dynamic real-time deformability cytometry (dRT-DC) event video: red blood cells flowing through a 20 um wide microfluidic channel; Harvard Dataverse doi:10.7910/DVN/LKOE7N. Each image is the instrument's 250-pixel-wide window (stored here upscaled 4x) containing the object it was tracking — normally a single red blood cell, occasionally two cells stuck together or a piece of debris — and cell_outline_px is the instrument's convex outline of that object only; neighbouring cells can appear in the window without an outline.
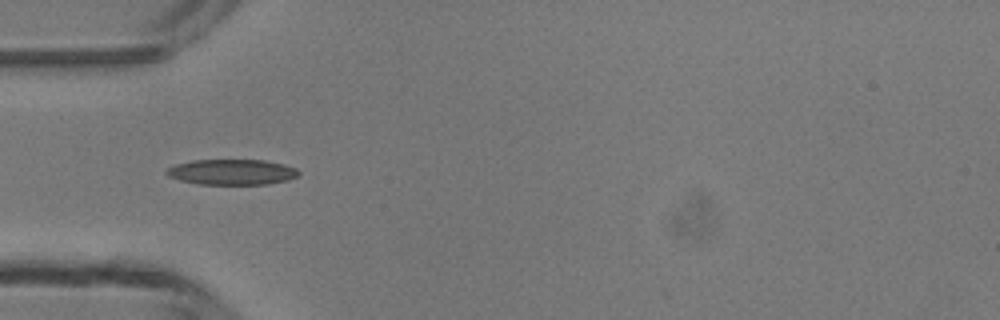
{"species": "common noctule bat (a hibernating species)", "species_latin": "Nyctalus noctula", "temperature_condition": "room temperature", "stored_images_in_passage": 5, "camera_frame_rate_fps": 3000, "um_per_image_px": 0.085, "animal": {"sex": "male", "body_mass_g": 13.3}, "frame": {"image": 1, "passage_image": 4, "time_ms": 3.333, "image_size_px": [1000, 320], "cell_outline_px": [[300, 172], [296, 176], [288, 180], [268, 184], [200, 184], [180, 180], [168, 176], [164, 172], [168, 168], [176, 164], [192, 160], [264, 160], [284, 164], [296, 168]], "centroid_in_image_um": [19.71, 14.62], "position_along_channel_um": 65.3, "area_um2": 19.59}}
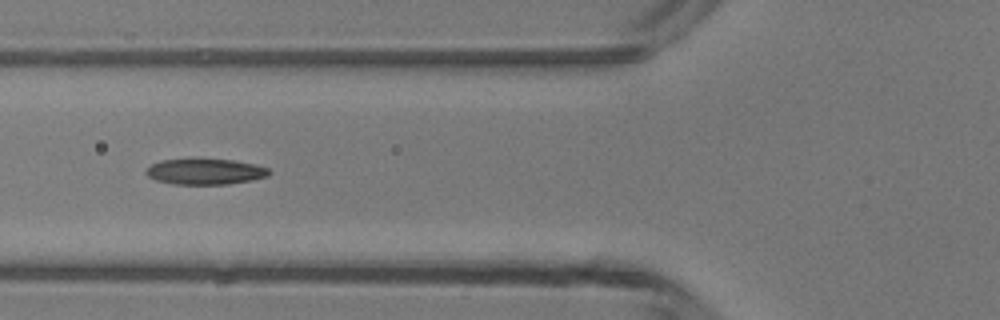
{"frame": {"image": 2, "passage_image": 5, "time_ms": 4.333, "image_size_px": [1000, 320], "cell_outline_px": [[272, 172], [268, 176], [252, 180], [228, 184], [172, 184], [156, 180], [148, 176], [144, 172], [152, 164], [160, 160], [188, 156], [200, 156], [232, 160], [256, 164], [268, 168]], "centroid_in_image_um": [17.42, 14.53], "position_along_channel_um": 108.4, "area_um2": 19.48}}